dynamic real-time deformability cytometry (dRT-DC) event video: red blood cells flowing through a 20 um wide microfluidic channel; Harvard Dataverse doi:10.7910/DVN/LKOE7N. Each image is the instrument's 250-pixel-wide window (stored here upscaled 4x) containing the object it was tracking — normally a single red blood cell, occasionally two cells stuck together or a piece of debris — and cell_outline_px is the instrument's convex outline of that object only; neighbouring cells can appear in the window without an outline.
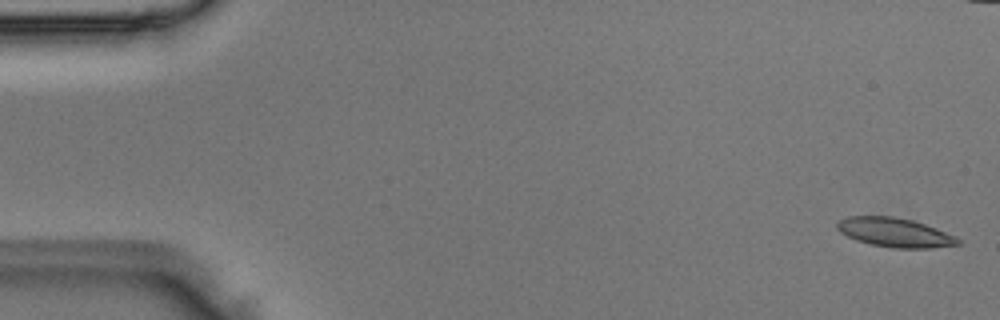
{"species": "Egyptian fruit bat (a non-hibernating species)", "species_latin": "Rousettus aegyptiacus", "temperature_condition": "room temperature", "stored_images_in_passage": 6, "camera_frame_rate_fps": 3000, "um_per_image_px": 0.085, "animal": {"sex": "male"}, "frame": {"image": 1, "passage_image": 1, "time_ms": 0.0, "image_size_px": [1000, 320], "cell_outline_px": [[960, 244], [932, 248], [892, 248], [872, 244], [856, 240], [840, 232], [836, 228], [836, 224], [840, 220], [848, 216], [892, 216], [912, 220], [936, 228], [956, 236], [960, 240]], "centroid_in_image_um": [76.06, 19.76], "position_along_channel_um": 8.9, "area_um2": 20.46}}